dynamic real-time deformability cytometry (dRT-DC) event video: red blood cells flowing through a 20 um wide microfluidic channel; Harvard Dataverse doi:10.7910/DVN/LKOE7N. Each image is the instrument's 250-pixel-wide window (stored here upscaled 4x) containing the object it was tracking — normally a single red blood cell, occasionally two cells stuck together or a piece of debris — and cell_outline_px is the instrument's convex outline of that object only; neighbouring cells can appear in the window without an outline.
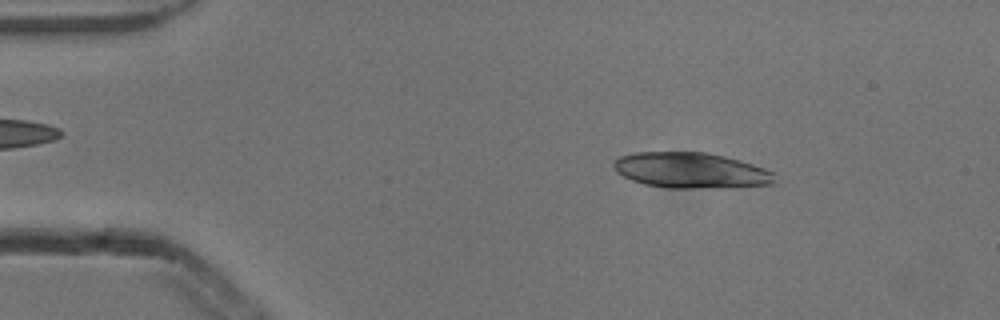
{"species": "common noctule bat (a hibernating species)", "species_latin": "Nyctalus noctula", "temperature_condition": "cold", "stored_images_in_passage": 4, "camera_frame_rate_fps": 3000, "um_per_image_px": 0.085, "animal": {"sex": "male", "body_mass_g": 13.3}, "frame": {"image": 1, "passage_image": 2, "time_ms": 0.333, "image_size_px": [1000, 320], "cell_outline_px": [[780, 184], [732, 188], [668, 188], [644, 184], [632, 180], [616, 172], [612, 164], [620, 156], [632, 152], [704, 152], [724, 156], [740, 160], [764, 168], [772, 172]], "centroid_in_image_um": [58.78, 14.5], "position_along_channel_um": 26.2, "area_um2": 33.93}}